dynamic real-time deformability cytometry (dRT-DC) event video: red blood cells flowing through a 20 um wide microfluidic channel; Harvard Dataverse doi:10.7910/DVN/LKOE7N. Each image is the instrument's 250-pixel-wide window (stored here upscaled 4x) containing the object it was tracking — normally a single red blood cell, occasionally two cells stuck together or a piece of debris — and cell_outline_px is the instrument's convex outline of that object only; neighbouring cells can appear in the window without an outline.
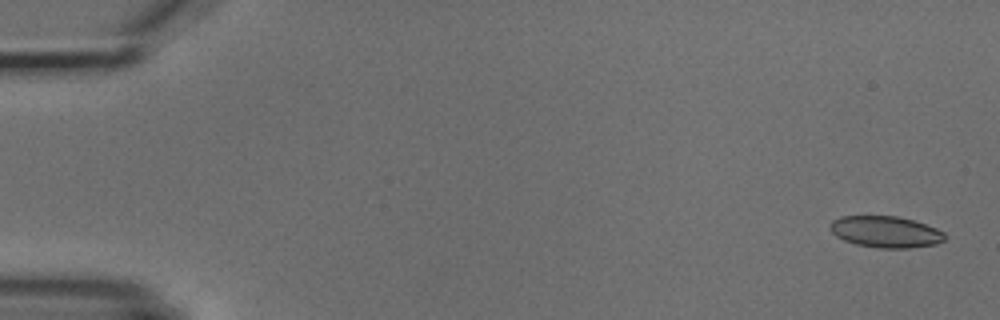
{"species": "common noctule bat (a hibernating species)", "species_latin": "Nyctalus noctula", "temperature_condition": "cold", "stored_images_in_passage": 5, "camera_frame_rate_fps": 3000, "um_per_image_px": 0.085, "animal": {"sex": "male", "body_mass_g": 18.8}, "frame": {"image": 1, "passage_image": 1, "time_ms": 0.0, "image_size_px": [1000, 320], "cell_outline_px": [[944, 240], [936, 244], [908, 248], [876, 248], [856, 244], [844, 240], [836, 236], [832, 232], [828, 224], [832, 220], [840, 216], [896, 216], [912, 220], [936, 228], [944, 232]], "centroid_in_image_um": [75.24, 19.7], "position_along_channel_um": 9.8, "area_um2": 20.98}}
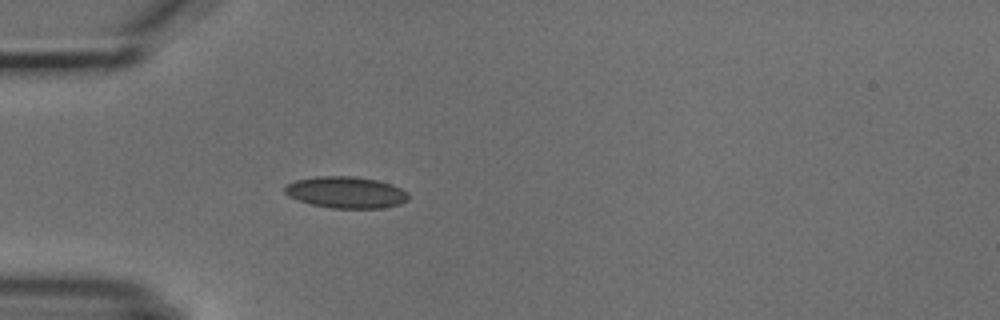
{"frame": {"image": 2, "passage_image": 5, "time_ms": 4.667, "image_size_px": [1000, 320], "cell_outline_px": [[408, 200], [400, 204], [384, 208], [332, 208], [312, 204], [296, 200], [288, 196], [284, 192], [284, 188], [288, 184], [296, 180], [316, 176], [352, 176], [376, 180], [392, 184], [408, 192]], "centroid_in_image_um": [29.41, 16.35], "position_along_channel_um": 55.6, "area_um2": 22.77}}